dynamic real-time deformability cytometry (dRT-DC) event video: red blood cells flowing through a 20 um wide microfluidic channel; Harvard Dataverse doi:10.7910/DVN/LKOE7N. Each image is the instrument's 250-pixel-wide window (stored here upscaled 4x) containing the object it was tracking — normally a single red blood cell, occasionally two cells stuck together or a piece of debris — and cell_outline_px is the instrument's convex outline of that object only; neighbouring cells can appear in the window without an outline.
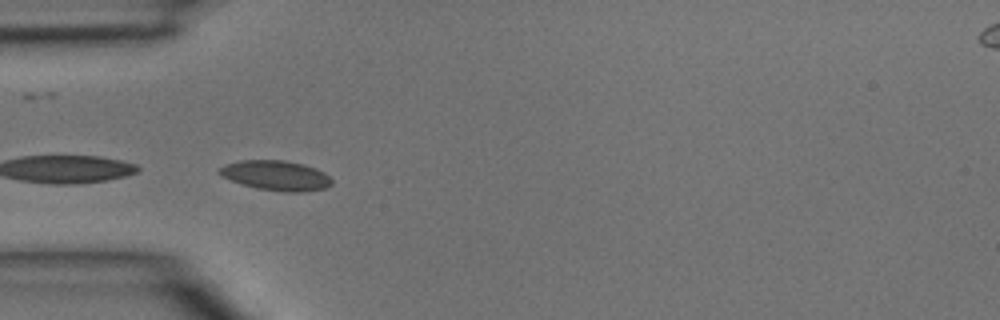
{"species": "common noctule bat (a hibernating species)", "species_latin": "Nyctalus noctula", "temperature_condition": "room temperature", "stored_images_in_passage": 5, "camera_frame_rate_fps": 3000, "um_per_image_px": 0.085, "animal": {"sex": "male", "body_mass_g": 15.6}, "frame": {"image": 1, "passage_image": 4, "time_ms": 1.0, "image_size_px": [1000, 320], "cell_outline_px": [[332, 184], [328, 188], [304, 192], [284, 192], [256, 188], [220, 176], [216, 172], [220, 168], [228, 164], [240, 160], [284, 160], [304, 164], [316, 168], [324, 172], [332, 180]], "centroid_in_image_um": [23.5, 14.92], "position_along_channel_um": 61.5, "area_um2": 19.65}}
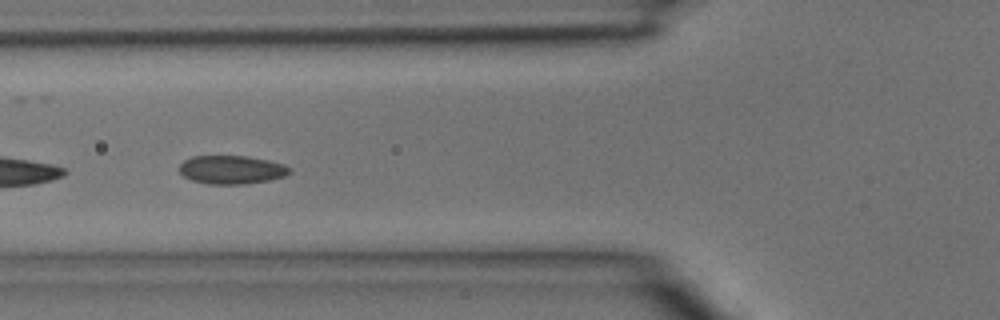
{"frame": {"image": 2, "passage_image": 5, "time_ms": 1.333, "image_size_px": [1000, 320], "cell_outline_px": [[292, 172], [284, 176], [268, 180], [244, 184], [208, 184], [192, 180], [184, 176], [180, 172], [180, 164], [184, 160], [192, 156], [248, 156], [268, 160], [284, 164], [292, 168]], "centroid_in_image_um": [19.71, 14.42], "position_along_channel_um": 106.1, "area_um2": 18.32}}